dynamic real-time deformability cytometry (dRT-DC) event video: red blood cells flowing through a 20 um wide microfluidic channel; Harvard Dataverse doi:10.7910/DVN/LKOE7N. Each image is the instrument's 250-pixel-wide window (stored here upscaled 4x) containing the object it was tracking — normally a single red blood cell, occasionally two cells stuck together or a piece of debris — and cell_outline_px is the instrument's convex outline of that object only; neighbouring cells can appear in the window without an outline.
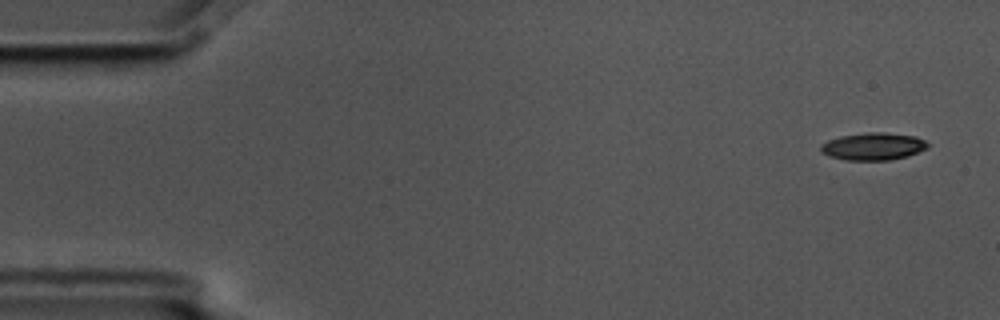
{"species": "common noctule bat (a hibernating species)", "species_latin": "Nyctalus noctula", "temperature_condition": "cold", "stored_images_in_passage": 7, "camera_frame_rate_fps": 3000, "um_per_image_px": 0.085, "animal": {"sex": "male", "body_mass_g": 17.5, "forearm_length_mm": 52.3}, "frame": {"image": 1, "passage_image": 1, "time_ms": 0.0, "image_size_px": [1000, 320], "cell_outline_px": [[928, 148], [908, 156], [888, 160], [844, 160], [828, 156], [820, 152], [820, 144], [828, 140], [840, 136], [868, 132], [884, 132], [916, 136], [924, 140], [928, 144]], "centroid_in_image_um": [74.19, 12.44], "position_along_channel_um": 10.8, "area_um2": 17.22}}
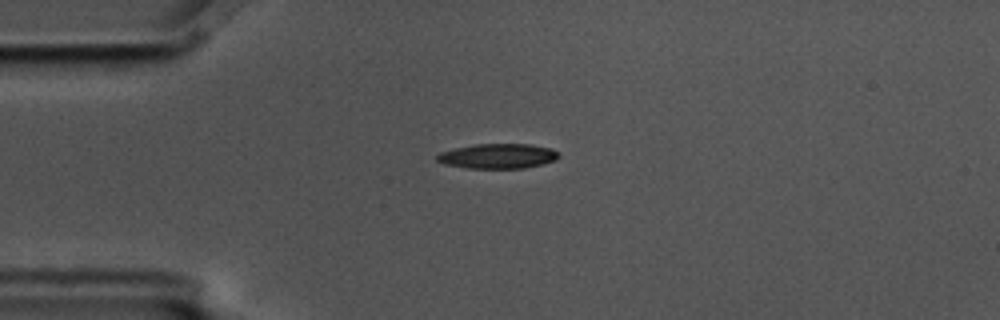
{"frame": {"image": 2, "passage_image": 4, "time_ms": 1.0, "image_size_px": [1000, 320], "cell_outline_px": [[560, 156], [556, 160], [524, 168], [468, 168], [444, 164], [436, 160], [436, 156], [440, 152], [456, 148], [476, 144], [532, 144], [552, 148]], "centroid_in_image_um": [42.32, 13.26], "position_along_channel_um": 42.7, "area_um2": 17.57}}